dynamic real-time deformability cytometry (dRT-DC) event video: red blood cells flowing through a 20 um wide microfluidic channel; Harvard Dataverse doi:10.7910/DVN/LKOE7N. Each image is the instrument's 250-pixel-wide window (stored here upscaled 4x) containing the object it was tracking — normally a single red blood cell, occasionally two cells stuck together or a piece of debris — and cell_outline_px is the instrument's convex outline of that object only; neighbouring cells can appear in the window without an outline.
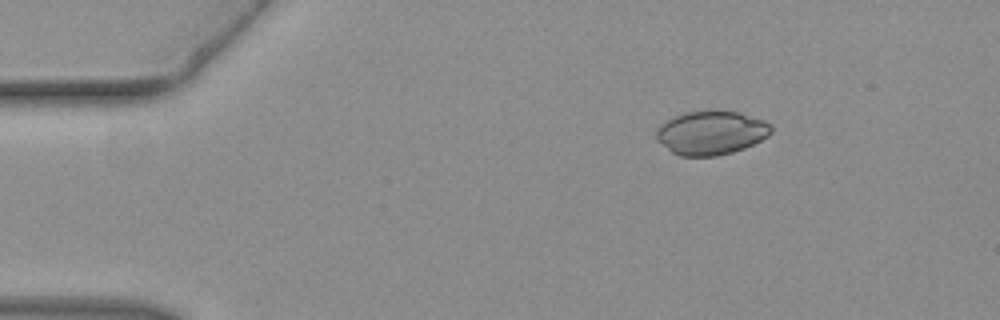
{"species": "common noctule bat (a hibernating species)", "species_latin": "Nyctalus noctula", "temperature_condition": "warm", "stored_images_in_passage": 35, "camera_frame_rate_fps": 3000, "um_per_image_px": 0.085, "animal": {"sex": "female", "body_mass_g": 19.3, "forearm_length_mm": 54.1}, "frame": {"image": 1, "passage_image": 1, "time_ms": 0.0, "image_size_px": [1000, 320], "cell_outline_px": [[772, 132], [768, 136], [744, 148], [732, 152], [716, 156], [680, 156], [672, 152], [656, 140], [656, 128], [660, 124], [684, 112], [708, 108], [740, 112], [764, 120], [772, 124]], "centroid_in_image_um": [60.45, 11.25], "position_along_channel_um": 24.6, "area_um2": 29.88}}
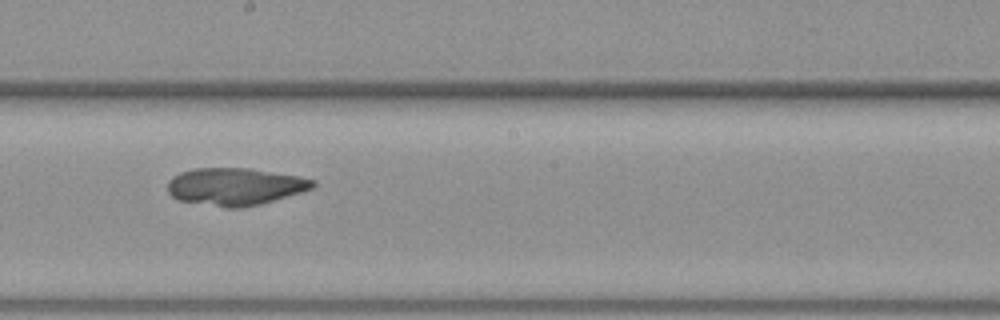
{"frame": {"image": 2, "passage_image": 20, "time_ms": 6.333, "image_size_px": [1000, 320], "cell_outline_px": [[316, 184], [312, 188], [300, 192], [260, 204], [240, 208], [228, 208], [180, 200], [172, 196], [168, 192], [168, 180], [172, 176], [180, 172], [192, 168], [248, 168], [300, 176], [316, 180]], "centroid_in_image_um": [19.97, 15.84], "position_along_channel_um": 228.2, "area_um2": 31.56}}
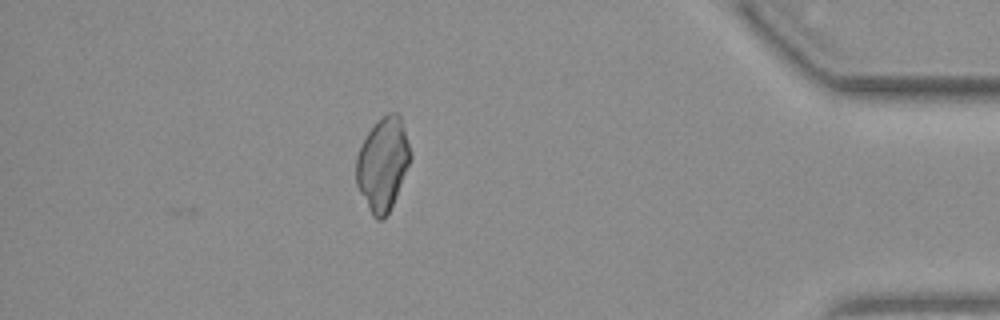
{"frame": {"image": 3, "passage_image": 35, "time_ms": 11.333, "image_size_px": [1000, 320], "cell_outline_px": [[412, 156], [396, 196], [384, 220], [376, 220], [372, 216], [356, 184], [356, 156], [360, 144], [368, 132], [388, 112], [396, 112], [400, 116], [412, 152]], "centroid_in_image_um": [32.53, 13.95], "position_along_channel_um": 402.7, "area_um2": 29.19}}